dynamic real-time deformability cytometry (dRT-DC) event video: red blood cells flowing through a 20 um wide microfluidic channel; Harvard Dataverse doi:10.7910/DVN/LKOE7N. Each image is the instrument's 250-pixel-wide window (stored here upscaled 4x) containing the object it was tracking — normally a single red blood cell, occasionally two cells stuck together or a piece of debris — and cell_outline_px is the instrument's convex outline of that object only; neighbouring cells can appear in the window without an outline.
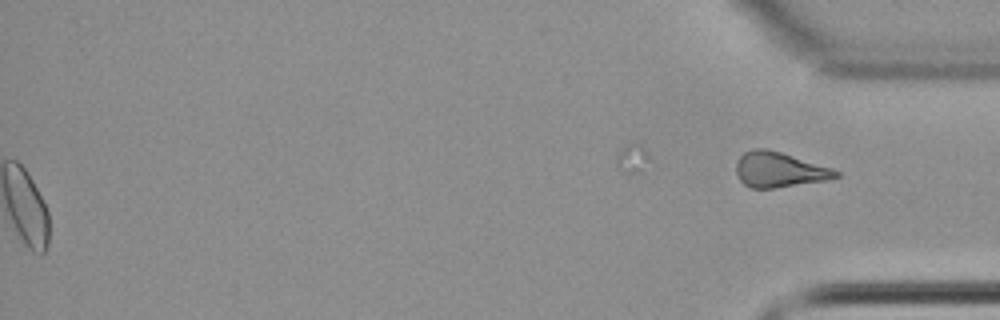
{"species": "common noctule bat (a hibernating species)", "species_latin": "Nyctalus noctula", "temperature_condition": "cold", "stored_images_in_passage": 56, "segment_of_instrument_passage": [2, 2], "camera_frame_rate_fps": 3000, "um_per_image_px": 0.085, "animal": {"sex": "female", "body_mass_g": 22.7, "forearm_length_mm": 54.2}, "frame": {"image": 1, "passage_image": 56, "time_ms": 18.333, "image_size_px": [1000, 320], "cell_outline_px": [[840, 176], [828, 180], [772, 188], [752, 188], [744, 184], [740, 180], [736, 172], [736, 164], [740, 156], [744, 152], [752, 148], [764, 148], [780, 152], [832, 168], [840, 172]], "centroid_in_image_um": [66.23, 14.42], "position_along_channel_um": 369.0, "area_um2": 20.29}}